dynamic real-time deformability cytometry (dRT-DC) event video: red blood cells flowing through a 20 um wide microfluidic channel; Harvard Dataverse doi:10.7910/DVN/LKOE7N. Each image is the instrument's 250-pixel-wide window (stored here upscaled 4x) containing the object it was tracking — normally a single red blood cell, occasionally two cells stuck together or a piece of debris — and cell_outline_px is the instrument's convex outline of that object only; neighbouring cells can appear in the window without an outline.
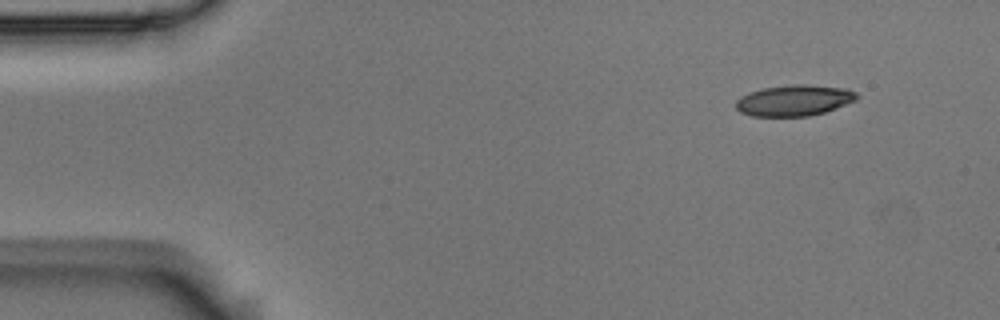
{"species": "Egyptian fruit bat (a non-hibernating species)", "species_latin": "Rousettus aegyptiacus", "temperature_condition": "room temperature", "stored_images_in_passage": 51, "camera_frame_rate_fps": 3000, "um_per_image_px": 0.085, "animal": {"sex": "male"}, "frame": {"image": 1, "passage_image": 1, "time_ms": 0.0, "image_size_px": [1000, 320], "cell_outline_px": [[860, 96], [856, 100], [824, 112], [808, 116], [752, 116], [740, 112], [736, 108], [736, 100], [740, 96], [748, 92], [764, 88], [792, 84], [804, 84], [848, 88], [856, 92]], "centroid_in_image_um": [67.5, 8.52], "position_along_channel_um": 17.5, "area_um2": 21.91}}
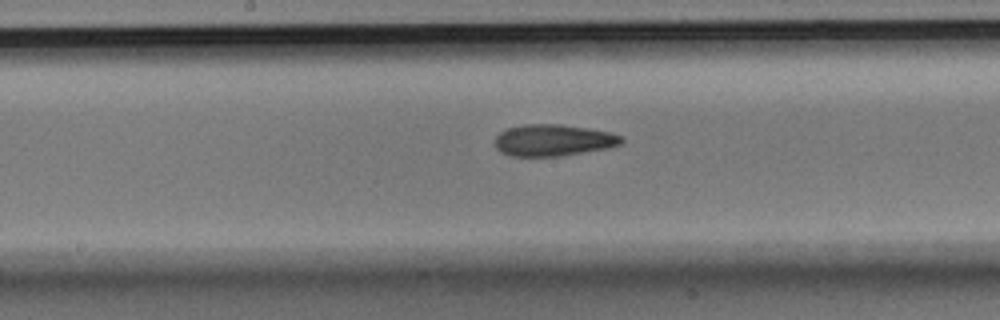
{"frame": {"image": 2, "passage_image": 24, "time_ms": 7.667, "image_size_px": [1000, 320], "cell_outline_px": [[624, 140], [620, 144], [608, 148], [560, 156], [508, 156], [500, 152], [496, 148], [496, 136], [500, 132], [508, 128], [524, 124], [560, 124], [588, 128], [612, 132], [624, 136]], "centroid_in_image_um": [47.05, 11.92], "position_along_channel_um": 201.2, "area_um2": 23.47}}
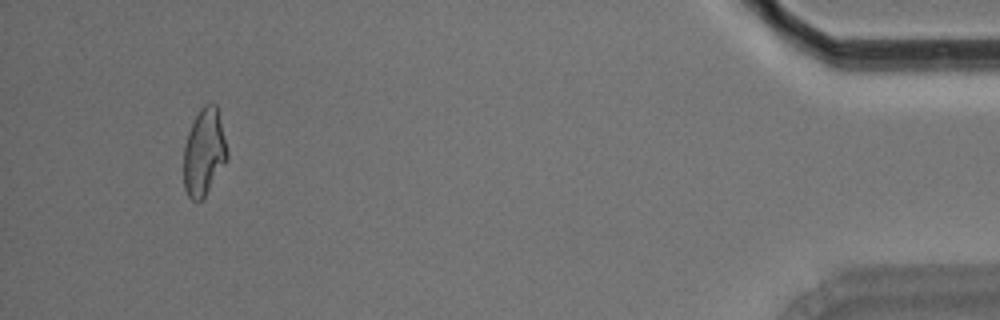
{"frame": {"image": 3, "passage_image": 48, "time_ms": 15.667, "image_size_px": [1000, 320], "cell_outline_px": [[228, 156], [204, 196], [200, 200], [192, 200], [188, 196], [184, 188], [184, 148], [188, 132], [200, 108], [204, 104], [216, 104], [228, 152]], "centroid_in_image_um": [17.32, 12.92], "position_along_channel_um": 417.9, "area_um2": 21.44}, "authors_computed_cell_mechanics": {"area_um2": 22.7732, "velocity_mm_per_s": 3.6031, "shape_relaxation_time_tau1_ms": 6.5723, "shape_relaxation_time_tau2_ms": 2.8005, "deformation_change_tau1": 0.1643, "deformation_change_tau2": 0.1013}}